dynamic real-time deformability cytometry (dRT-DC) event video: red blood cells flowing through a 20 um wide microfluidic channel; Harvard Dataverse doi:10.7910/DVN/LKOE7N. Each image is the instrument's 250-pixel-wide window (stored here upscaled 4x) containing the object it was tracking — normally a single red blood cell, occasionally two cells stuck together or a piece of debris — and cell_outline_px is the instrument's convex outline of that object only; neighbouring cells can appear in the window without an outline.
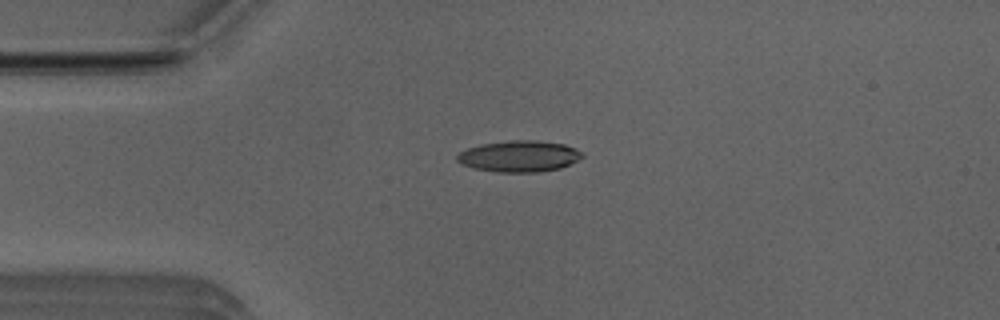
{"species": "Egyptian fruit bat (a non-hibernating species)", "species_latin": "Rousettus aegyptiacus", "temperature_condition": "room temperature", "stored_images_in_passage": 41, "camera_frame_rate_fps": 3000, "um_per_image_px": 0.085, "animal": {"sex": "male"}, "frame": {"image": 1, "passage_image": 2, "time_ms": 0.333, "image_size_px": [1000, 320], "cell_outline_px": [[584, 156], [560, 168], [536, 172], [496, 172], [472, 168], [460, 164], [456, 160], [456, 156], [460, 152], [468, 148], [480, 144], [512, 140], [536, 140], [564, 144], [576, 148]], "centroid_in_image_um": [44.08, 13.28], "position_along_channel_um": 40.9, "area_um2": 22.77}}
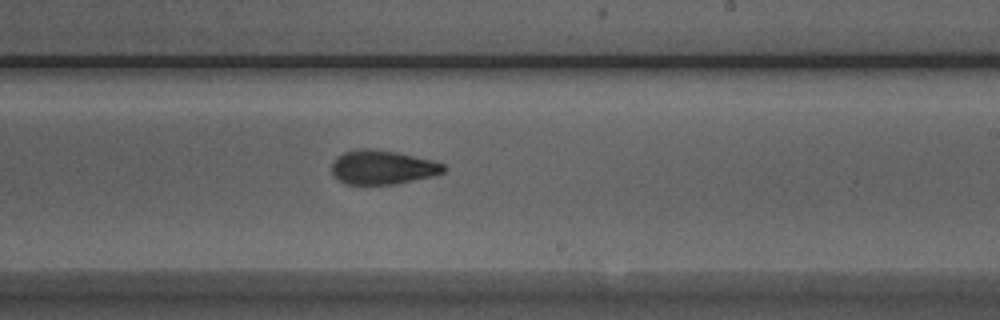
{"frame": {"image": 2, "passage_image": 20, "time_ms": 6.333, "image_size_px": [1000, 320], "cell_outline_px": [[448, 168], [444, 172], [432, 176], [396, 184], [348, 184], [332, 176], [332, 164], [336, 156], [344, 152], [356, 148], [372, 148], [396, 152], [432, 160], [444, 164]], "centroid_in_image_um": [32.5, 14.21], "position_along_channel_um": 256.5, "area_um2": 22.37}}
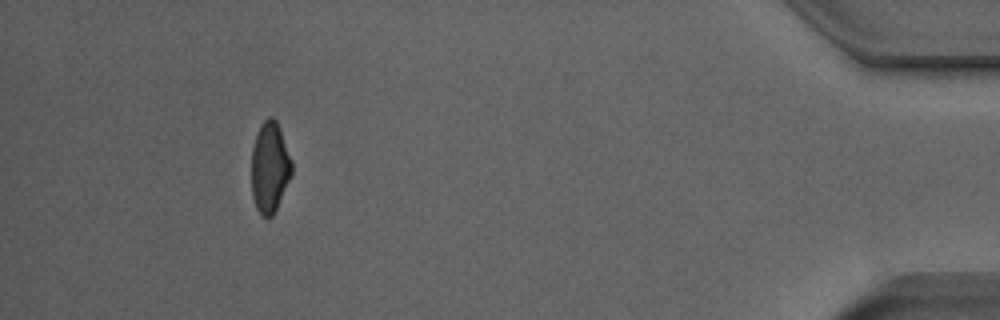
{"frame": {"image": 3, "passage_image": 37, "time_ms": 12.0, "image_size_px": [1000, 320], "cell_outline_px": [[292, 172], [276, 208], [272, 216], [268, 220], [260, 216], [256, 208], [252, 196], [252, 148], [260, 124], [268, 116], [272, 116], [276, 120], [280, 128], [292, 160]], "centroid_in_image_um": [22.92, 14.22], "position_along_channel_um": 412.3, "area_um2": 21.33}, "authors_computed_cell_mechanics": {"area_um2": 22.542, "velocity_mm_per_s": 3.9546, "shape_relaxation_time_tau1_ms": 8.3541, "shape_relaxation_time_tau2_ms": 1.931, "deformation_change_tau1": 0.2223, "deformation_change_tau2": 0.0944}}